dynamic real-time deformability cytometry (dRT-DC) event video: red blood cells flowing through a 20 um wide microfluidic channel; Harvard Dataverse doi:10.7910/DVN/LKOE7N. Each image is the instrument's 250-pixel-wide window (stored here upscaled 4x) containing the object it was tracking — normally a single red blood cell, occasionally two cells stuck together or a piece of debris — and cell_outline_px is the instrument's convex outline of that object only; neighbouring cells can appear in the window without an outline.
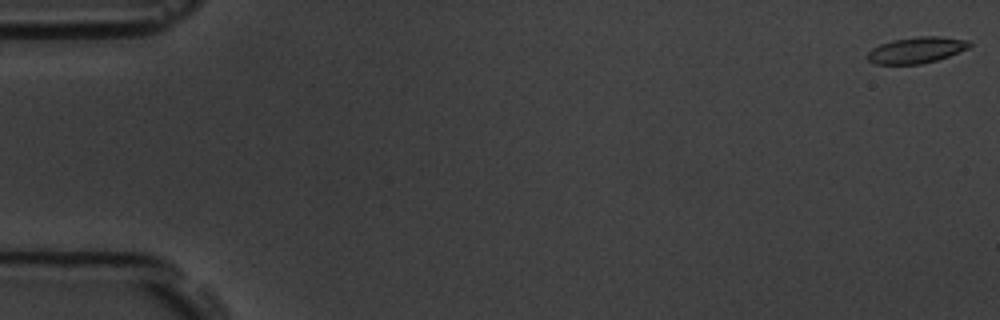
{"species": "common noctule bat (a hibernating species)", "species_latin": "Nyctalus noctula", "temperature_condition": "room temperature", "stored_images_in_passage": 56, "camera_frame_rate_fps": 3000, "um_per_image_px": 0.085, "animal": {"sex": "male", "body_mass_g": 19.5, "forearm_length_mm": 54.6}, "frame": {"image": 1, "passage_image": 1, "time_ms": 0.0, "image_size_px": [1000, 320], "cell_outline_px": [[972, 44], [968, 48], [948, 56], [936, 60], [920, 64], [876, 64], [868, 60], [864, 56], [872, 48], [880, 44], [892, 40], [916, 36], [936, 36], [968, 40]], "centroid_in_image_um": [77.85, 4.25], "position_along_channel_um": 7.1, "area_um2": 15.55}}
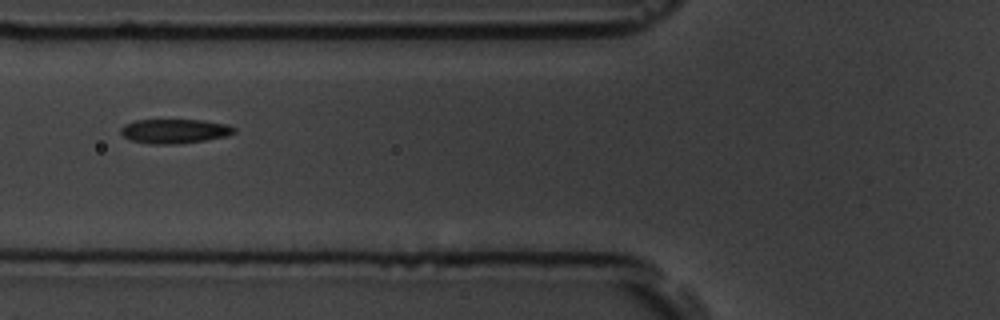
{"frame": {"image": 2, "passage_image": 22, "time_ms": 7.0, "image_size_px": [1000, 320], "cell_outline_px": [[236, 132], [228, 136], [204, 140], [176, 144], [152, 144], [132, 140], [124, 136], [120, 132], [120, 128], [124, 124], [136, 120], [204, 120], [228, 124], [236, 128]], "centroid_in_image_um": [14.87, 11.14], "position_along_channel_um": 110.9, "area_um2": 16.13}}
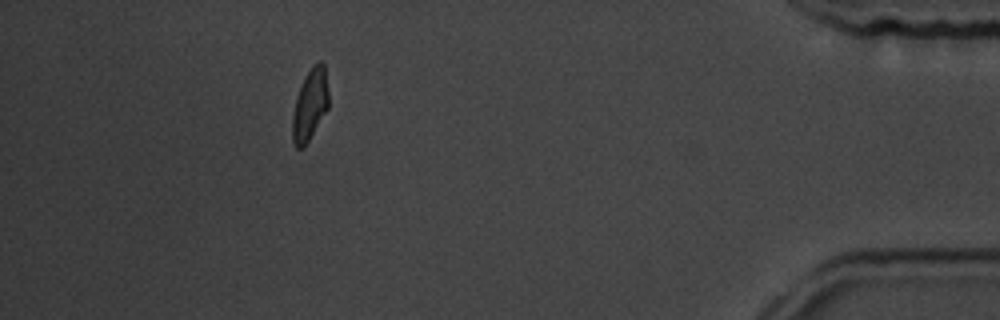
{"frame": {"image": 3, "passage_image": 51, "time_ms": 16.667, "image_size_px": [1000, 320], "cell_outline_px": [[328, 108], [304, 148], [296, 148], [292, 140], [292, 116], [296, 96], [300, 84], [308, 72], [320, 60], [324, 64], [328, 92]], "centroid_in_image_um": [26.32, 8.94], "position_along_channel_um": 408.9, "area_um2": 14.97}, "authors_computed_cell_mechanics": {"area_um2": 15.9528, "velocity_mm_per_s": 3.6491, "shape_relaxation_time_tau1_ms": 2.3894, "shape_relaxation_time_tau2_ms": 1.6651, "deformation_change_tau1": 0.0995, "deformation_change_tau2": 0.0855}}